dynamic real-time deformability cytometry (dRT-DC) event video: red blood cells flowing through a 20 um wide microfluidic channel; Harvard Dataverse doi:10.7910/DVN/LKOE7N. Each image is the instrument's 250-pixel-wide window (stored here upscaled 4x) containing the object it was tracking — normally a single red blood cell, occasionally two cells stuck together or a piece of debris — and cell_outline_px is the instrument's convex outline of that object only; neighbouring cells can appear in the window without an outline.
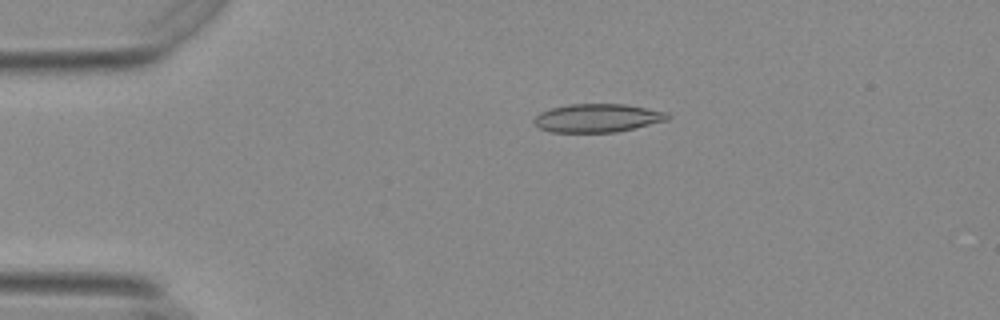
{"species": "Egyptian fruit bat (a non-hibernating species)", "species_latin": "Rousettus aegyptiacus", "temperature_condition": "warm", "stored_images_in_passage": 44, "camera_frame_rate_fps": 3000, "um_per_image_px": 0.085, "animal": {"sex": "female"}, "frame": {"image": 1, "passage_image": 1, "time_ms": 0.0, "image_size_px": [1000, 320], "cell_outline_px": [[672, 116], [668, 120], [616, 132], [552, 132], [540, 128], [532, 120], [540, 112], [552, 108], [568, 104], [624, 104], [668, 112]], "centroid_in_image_um": [50.8, 10.03], "position_along_channel_um": 34.2, "area_um2": 22.02}}
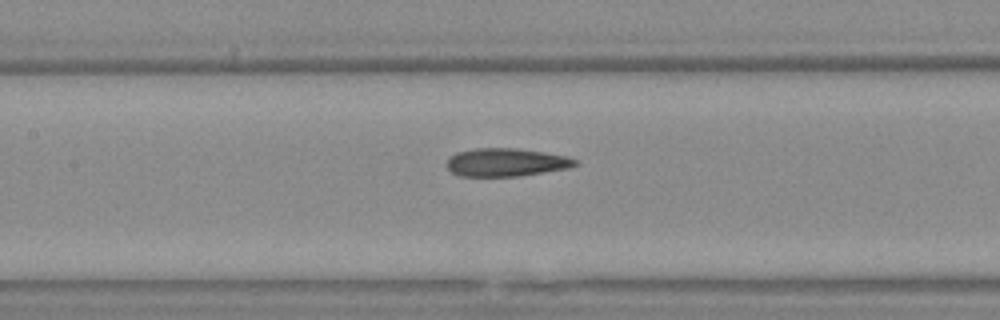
{"frame": {"image": 2, "passage_image": 15, "time_ms": 4.667, "image_size_px": [1000, 320], "cell_outline_px": [[580, 164], [568, 168], [520, 176], [460, 176], [452, 172], [448, 168], [448, 160], [456, 152], [476, 148], [516, 148], [544, 152], [568, 156], [576, 160]], "centroid_in_image_um": [43.06, 13.79], "position_along_channel_um": 164.3, "area_um2": 20.98}}
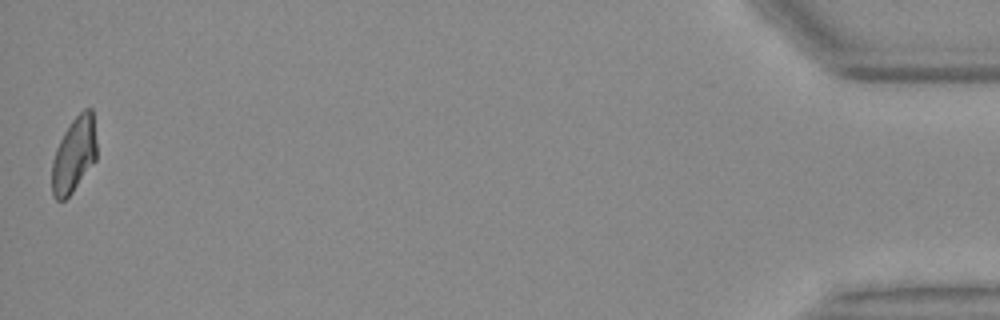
{"frame": {"image": 3, "passage_image": 44, "time_ms": 14.333, "image_size_px": [1000, 320], "cell_outline_px": [[96, 160], [72, 192], [64, 200], [56, 200], [52, 196], [52, 160], [56, 148], [64, 132], [72, 120], [84, 108], [92, 108], [96, 144]], "centroid_in_image_um": [6.28, 13.16], "position_along_channel_um": 428.9, "area_um2": 19.54}, "authors_computed_cell_mechanics": {"area_um2": 21.4438, "velocity_mm_per_s": 3.7145, "shape_relaxation_time_tau1_ms": null, "shape_relaxation_time_tau2_ms": 1.7543, "deformation_change_tau1": null, "deformation_change_tau2": 0.1044}}